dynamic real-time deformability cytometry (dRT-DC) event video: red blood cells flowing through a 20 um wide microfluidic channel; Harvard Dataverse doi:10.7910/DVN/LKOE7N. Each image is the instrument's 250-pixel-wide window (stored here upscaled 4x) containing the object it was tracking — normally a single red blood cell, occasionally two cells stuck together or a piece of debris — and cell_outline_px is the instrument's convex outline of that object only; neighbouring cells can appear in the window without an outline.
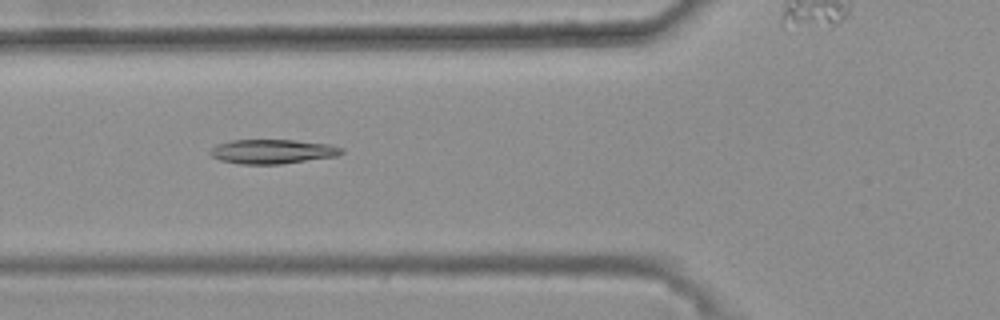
{"species": "common noctule bat (a hibernating species)", "species_latin": "Nyctalus noctula", "temperature_condition": "warm", "stored_images_in_passage": 45, "camera_frame_rate_fps": 3000, "um_per_image_px": 0.085, "animal": {"sex": "female", "body_mass_g": 25.1}, "frame": {"image": 1, "passage_image": 17, "time_ms": 5.333, "image_size_px": [1000, 320], "cell_outline_px": [[344, 152], [336, 156], [280, 164], [240, 164], [220, 160], [212, 156], [208, 152], [216, 144], [232, 140], [292, 140], [328, 144], [344, 148]], "centroid_in_image_um": [23.14, 12.88], "position_along_channel_um": 102.7, "area_um2": 18.55}}
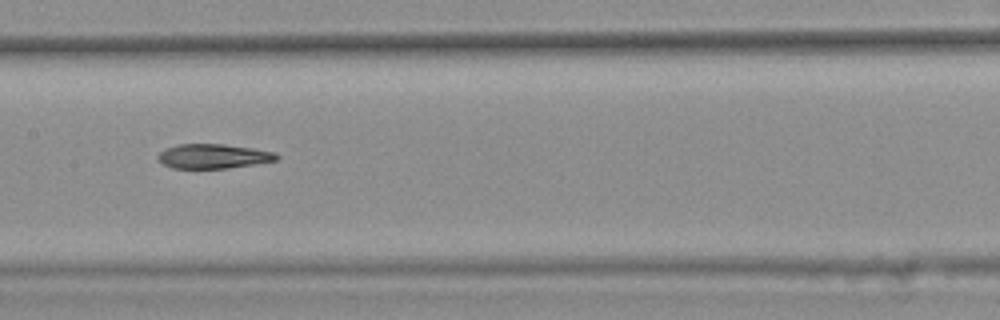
{"frame": {"image": 2, "passage_image": 24, "time_ms": 7.667, "image_size_px": [1000, 320], "cell_outline_px": [[280, 156], [276, 160], [228, 168], [172, 168], [164, 164], [156, 156], [164, 148], [180, 144], [224, 144], [252, 148], [276, 152]], "centroid_in_image_um": [18.12, 13.27], "position_along_channel_um": 189.3, "area_um2": 16.82}}
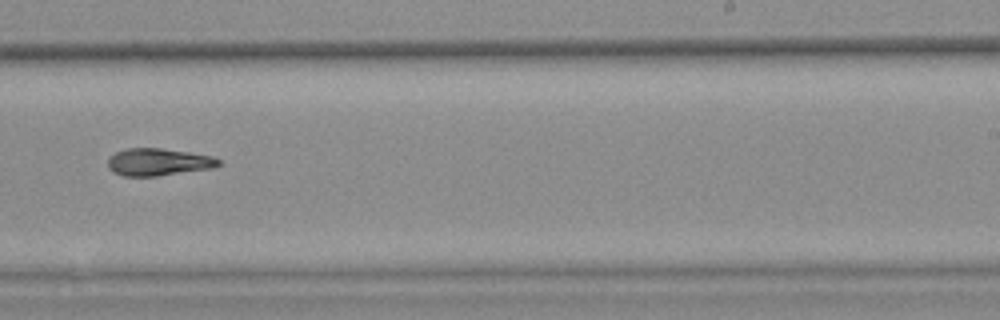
{"frame": {"image": 3, "passage_image": 31, "time_ms": 10.0, "image_size_px": [1000, 320], "cell_outline_px": [[220, 164], [212, 168], [156, 176], [124, 176], [112, 172], [108, 168], [108, 160], [116, 152], [128, 148], [160, 148], [188, 152], [212, 156], [220, 160]], "centroid_in_image_um": [13.44, 13.77], "position_along_channel_um": 275.6, "area_um2": 17.46}}